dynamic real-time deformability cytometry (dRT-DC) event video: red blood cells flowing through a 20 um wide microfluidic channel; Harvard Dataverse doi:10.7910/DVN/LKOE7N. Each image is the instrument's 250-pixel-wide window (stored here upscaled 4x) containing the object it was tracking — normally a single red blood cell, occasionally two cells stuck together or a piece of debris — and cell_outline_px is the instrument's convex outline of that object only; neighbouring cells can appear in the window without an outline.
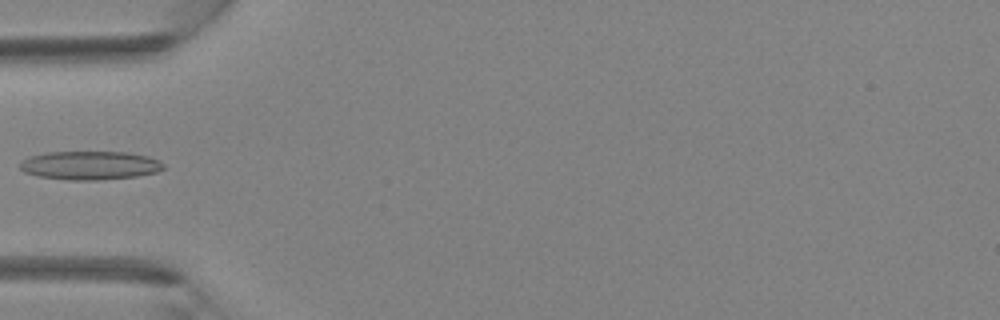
{"species": "Egyptian fruit bat (a non-hibernating species)", "species_latin": "Rousettus aegyptiacus", "temperature_condition": "room temperature", "stored_images_in_passage": 5, "camera_frame_rate_fps": 3000, "um_per_image_px": 0.085, "animal": {"sex": "female"}, "frame": {"image": 1, "passage_image": 5, "time_ms": 1.333, "image_size_px": [1000, 320], "cell_outline_px": [[164, 168], [156, 172], [136, 176], [100, 180], [68, 180], [36, 176], [24, 172], [20, 168], [20, 164], [28, 156], [48, 152], [128, 152], [148, 156], [160, 160], [164, 164]], "centroid_in_image_um": [7.65, 14.06], "position_along_channel_um": 77.4, "area_um2": 24.04}}